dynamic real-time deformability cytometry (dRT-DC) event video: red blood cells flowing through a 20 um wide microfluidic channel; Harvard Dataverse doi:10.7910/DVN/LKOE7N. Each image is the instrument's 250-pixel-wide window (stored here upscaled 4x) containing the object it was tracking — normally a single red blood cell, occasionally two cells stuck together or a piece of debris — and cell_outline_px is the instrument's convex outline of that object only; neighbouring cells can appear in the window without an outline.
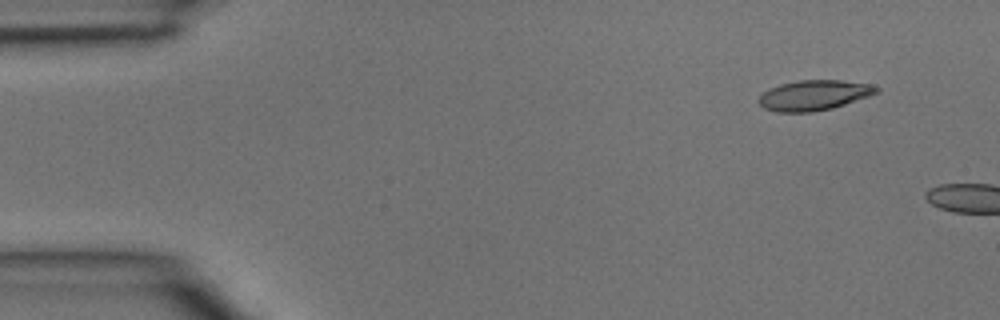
{"species": "common noctule bat (a hibernating species)", "species_latin": "Nyctalus noctula", "temperature_condition": "room temperature", "stored_images_in_passage": 2, "camera_frame_rate_fps": 3000, "um_per_image_px": 0.085, "animal": {"sex": "male", "body_mass_g": 15.6}, "frame": {"image": 1, "passage_image": 1, "time_ms": 0.0, "image_size_px": [1000, 320], "cell_outline_px": [[880, 92], [832, 108], [812, 112], [776, 112], [764, 108], [756, 100], [768, 88], [780, 84], [800, 80], [840, 80], [872, 84], [880, 88]], "centroid_in_image_um": [69.18, 8.09], "position_along_channel_um": 15.8, "area_um2": 20.75}}